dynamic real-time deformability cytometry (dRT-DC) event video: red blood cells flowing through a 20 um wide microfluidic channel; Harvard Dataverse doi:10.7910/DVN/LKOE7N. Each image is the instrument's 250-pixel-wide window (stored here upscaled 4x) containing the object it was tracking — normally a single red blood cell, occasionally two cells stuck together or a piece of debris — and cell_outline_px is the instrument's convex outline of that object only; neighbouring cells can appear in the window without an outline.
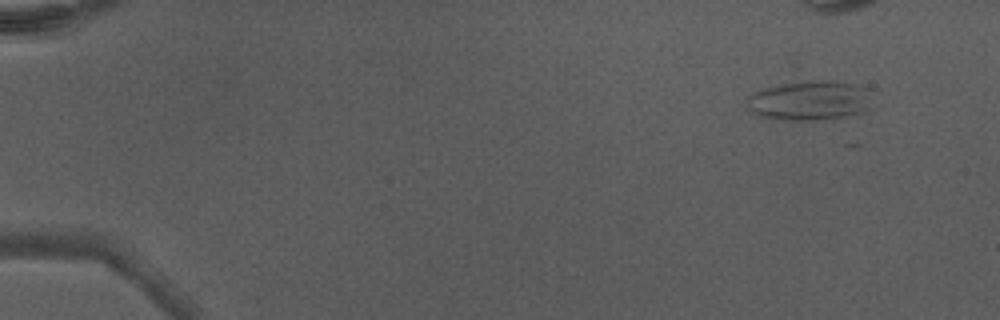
{"species": "Egyptian fruit bat (a non-hibernating species)", "species_latin": "Rousettus aegyptiacus", "temperature_condition": "warm", "stored_images_in_passage": 38, "camera_frame_rate_fps": 3000, "um_per_image_px": 0.085, "animal": {"sex": "male"}, "frame": {"image": 1, "passage_image": 1, "time_ms": 0.0, "image_size_px": [1000, 320], "cell_outline_px": [[868, 108], [860, 112], [840, 116], [812, 120], [776, 120], [756, 116], [748, 108], [748, 96], [756, 92], [780, 84], [852, 84], [868, 88]], "centroid_in_image_um": [68.71, 8.62], "position_along_channel_um": 16.3, "area_um2": 27.11}, "authors_computed_cell_mechanics": {"area_um2": 23.12, "velocity_mm_per_s": 4.2974, "shape_relaxation_time_tau1_ms": null, "shape_relaxation_time_tau2_ms": 1.1508, "deformation_change_tau1": null, "deformation_change_tau2": 0.0645}}